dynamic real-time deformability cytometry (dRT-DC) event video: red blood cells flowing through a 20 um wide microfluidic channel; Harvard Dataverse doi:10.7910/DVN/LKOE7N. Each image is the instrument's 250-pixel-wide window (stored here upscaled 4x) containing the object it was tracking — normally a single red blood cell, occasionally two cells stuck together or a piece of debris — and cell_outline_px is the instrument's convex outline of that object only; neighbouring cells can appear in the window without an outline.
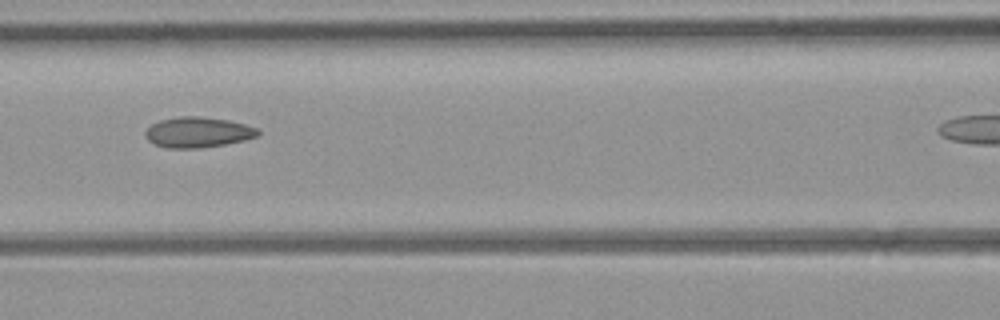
{"species": "common noctule bat (a hibernating species)", "species_latin": "Nyctalus noctula", "temperature_condition": "room temperature", "stored_images_in_passage": 5, "segment_of_instrument_passage": [1, 2], "camera_frame_rate_fps": 3000, "um_per_image_px": 0.085, "animal": {"sex": "female", "body_mass_g": 21.9}, "frame": {"image": 1, "passage_image": 4, "time_ms": 3.333, "image_size_px": [1000, 320], "cell_outline_px": [[260, 136], [244, 140], [224, 144], [200, 148], [168, 148], [156, 144], [148, 140], [144, 136], [144, 132], [152, 124], [160, 120], [176, 116], [200, 116], [228, 120], [244, 124], [256, 128], [260, 132]], "centroid_in_image_um": [16.81, 11.24], "position_along_channel_um": 149.8, "area_um2": 20.0}}